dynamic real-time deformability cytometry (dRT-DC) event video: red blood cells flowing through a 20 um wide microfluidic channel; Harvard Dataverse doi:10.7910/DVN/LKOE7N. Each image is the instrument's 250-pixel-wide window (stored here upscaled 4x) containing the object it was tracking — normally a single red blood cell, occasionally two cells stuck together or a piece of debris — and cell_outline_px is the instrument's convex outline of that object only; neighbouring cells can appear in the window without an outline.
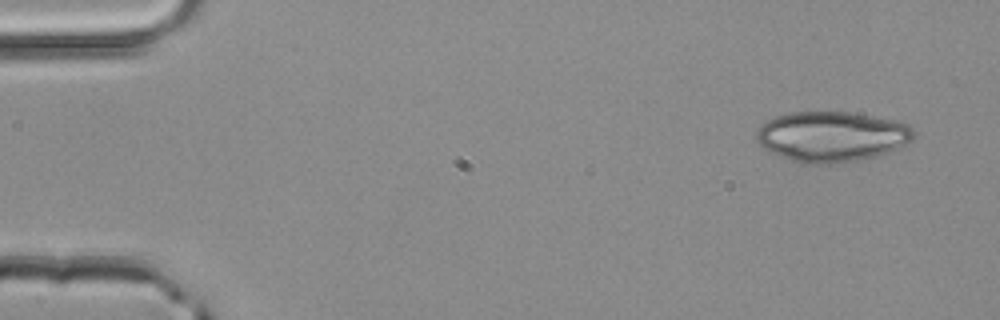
{"species": "common noctule bat (a hibernating species)", "species_latin": "Nyctalus noctula", "temperature_condition": "room temperature", "stored_images_in_passage": 3, "camera_frame_rate_fps": 3000, "um_per_image_px": 0.085, "animal": {"sex": "male", "body_mass_g": 20.4}, "frame": {"image": 1, "passage_image": 1, "time_ms": 0.0, "image_size_px": [1000, 320], "cell_outline_px": [[916, 136], [912, 140], [888, 152], [876, 156], [856, 160], [828, 164], [816, 164], [792, 160], [772, 152], [764, 148], [756, 140], [756, 132], [768, 120], [776, 116], [792, 112], [848, 112], [892, 120], [908, 124], [916, 132]], "centroid_in_image_um": [70.71, 11.6], "position_along_channel_um": 14.3, "area_um2": 45.49}}